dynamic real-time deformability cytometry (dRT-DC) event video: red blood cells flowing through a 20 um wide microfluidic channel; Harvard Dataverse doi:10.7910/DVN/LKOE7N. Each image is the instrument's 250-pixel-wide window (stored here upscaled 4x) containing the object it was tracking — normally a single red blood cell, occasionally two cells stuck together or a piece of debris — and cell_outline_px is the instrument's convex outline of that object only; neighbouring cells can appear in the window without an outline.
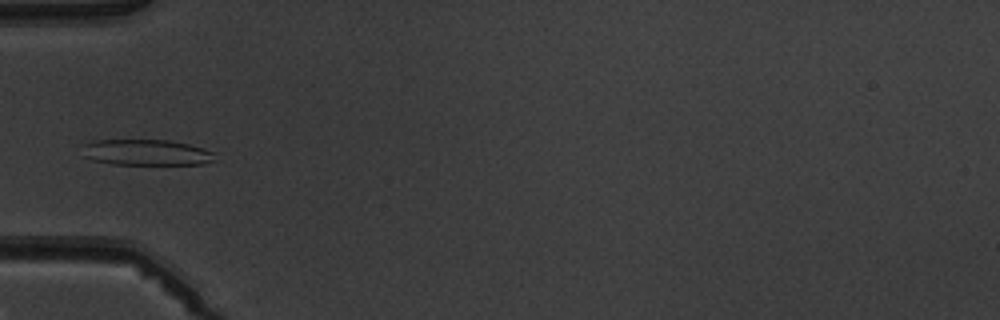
{"species": "common noctule bat (a hibernating species)", "species_latin": "Nyctalus noctula", "temperature_condition": "warm", "stored_images_in_passage": 5, "camera_frame_rate_fps": 3000, "um_per_image_px": 0.085, "animal": {"sex": "male", "body_mass_g": 19.5, "forearm_length_mm": 54.6}, "frame": {"image": 1, "passage_image": 5, "time_ms": 4.667, "image_size_px": [1000, 320], "cell_outline_px": [[216, 160], [204, 164], [112, 164], [92, 160], [84, 156], [84, 144], [92, 140], [168, 140], [188, 144], [204, 148], [216, 152]], "centroid_in_image_um": [12.49, 12.96], "position_along_channel_um": 72.5, "area_um2": 20.11}}